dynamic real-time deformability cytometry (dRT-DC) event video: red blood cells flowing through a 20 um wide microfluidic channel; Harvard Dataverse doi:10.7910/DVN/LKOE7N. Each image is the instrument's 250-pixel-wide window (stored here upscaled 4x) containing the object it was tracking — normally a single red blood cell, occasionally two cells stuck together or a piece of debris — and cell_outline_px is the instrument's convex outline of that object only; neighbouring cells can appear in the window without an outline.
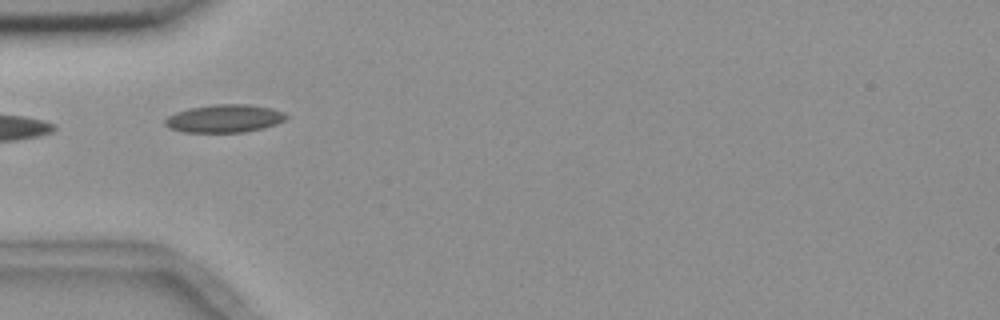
{"species": "common noctule bat (a hibernating species)", "species_latin": "Nyctalus noctula", "temperature_condition": "room temperature", "stored_images_in_passage": 10, "camera_frame_rate_fps": 3000, "um_per_image_px": 0.085, "animal": {"sex": "female", "body_mass_g": 18.4}, "frame": {"image": 1, "passage_image": 5, "time_ms": 4.667, "image_size_px": [1000, 320], "cell_outline_px": [[288, 116], [284, 120], [276, 124], [264, 128], [244, 132], [184, 132], [168, 128], [164, 124], [164, 120], [168, 116], [176, 112], [188, 108], [216, 104], [248, 104], [272, 108], [284, 112]], "centroid_in_image_um": [19.07, 10.07], "position_along_channel_um": 65.9, "area_um2": 19.83}}
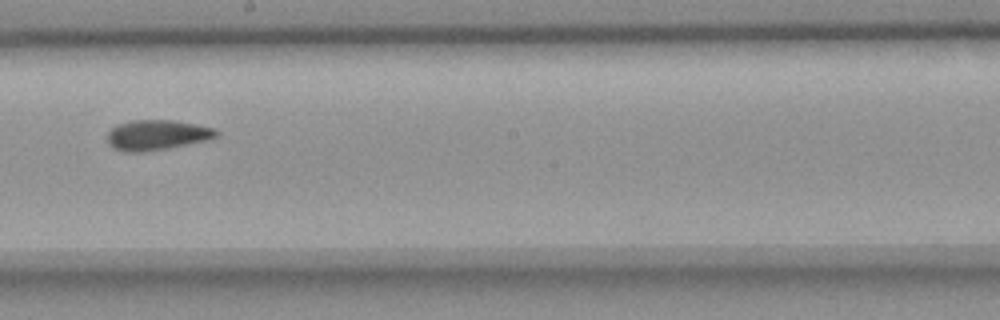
{"frame": {"image": 2, "passage_image": 9, "time_ms": 9.333, "image_size_px": [1000, 320], "cell_outline_px": [[216, 136], [208, 140], [168, 148], [140, 152], [124, 152], [112, 148], [108, 144], [108, 132], [116, 124], [132, 120], [176, 120], [212, 128], [216, 132]], "centroid_in_image_um": [13.27, 11.47], "position_along_channel_um": 234.9, "area_um2": 19.07}}
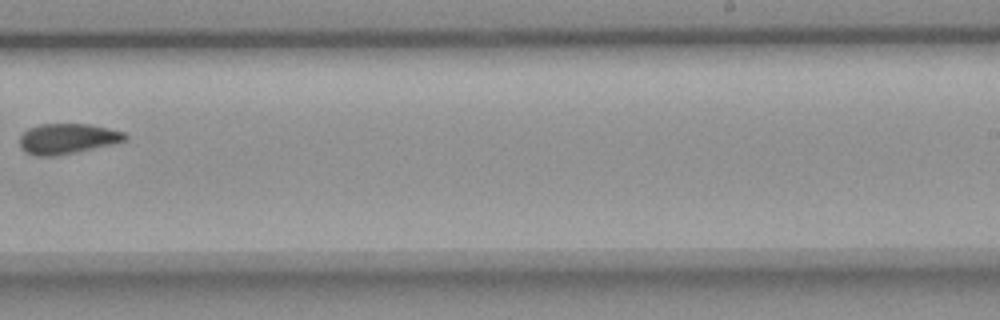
{"frame": {"image": 3, "passage_image": 10, "time_ms": 10.667, "image_size_px": [1000, 320], "cell_outline_px": [[128, 140], [112, 144], [52, 156], [40, 156], [24, 152], [20, 148], [20, 136], [28, 128], [40, 124], [88, 124], [108, 128], [124, 132], [128, 136]], "centroid_in_image_um": [5.72, 11.78], "position_along_channel_um": 283.3, "area_um2": 18.44}}